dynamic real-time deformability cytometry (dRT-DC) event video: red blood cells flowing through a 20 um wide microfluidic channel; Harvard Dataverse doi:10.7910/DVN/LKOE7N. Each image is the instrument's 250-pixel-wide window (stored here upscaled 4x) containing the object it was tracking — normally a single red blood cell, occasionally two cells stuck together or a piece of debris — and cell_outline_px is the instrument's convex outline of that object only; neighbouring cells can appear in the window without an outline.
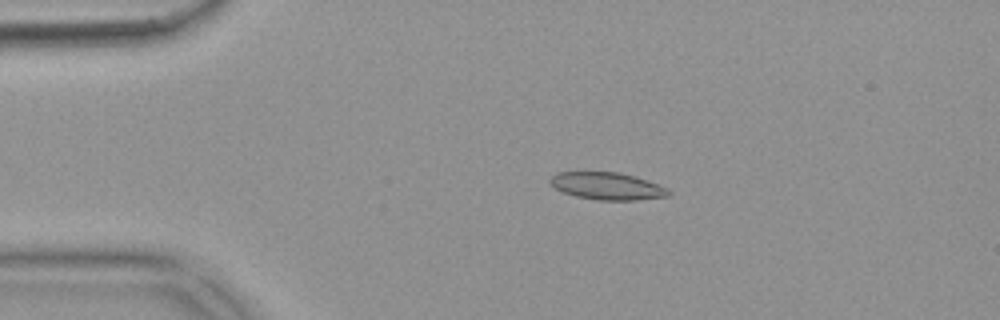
{"species": "common noctule bat (a hibernating species)", "species_latin": "Nyctalus noctula", "temperature_condition": "warm", "stored_images_in_passage": 55, "camera_frame_rate_fps": 3000, "um_per_image_px": 0.085, "animal": {"sex": "female", "body_mass_g": 18.4}, "frame": {"image": 1, "passage_image": 11, "time_ms": 3.333, "image_size_px": [1000, 320], "cell_outline_px": [[672, 192], [668, 196], [636, 200], [596, 200], [576, 196], [564, 192], [548, 184], [548, 180], [556, 172], [620, 172], [636, 176], [648, 180], [668, 188]], "centroid_in_image_um": [51.62, 15.81], "position_along_channel_um": 33.4, "area_um2": 19.02}}
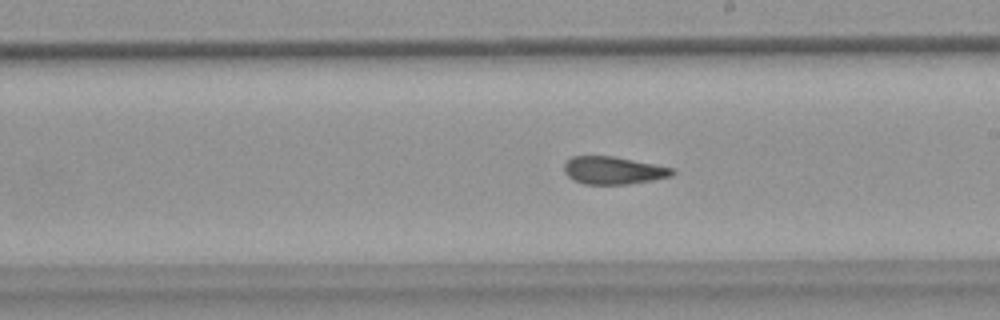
{"frame": {"image": 2, "passage_image": 31, "time_ms": 10.0, "image_size_px": [1000, 320], "cell_outline_px": [[676, 172], [672, 176], [652, 180], [628, 184], [584, 184], [572, 180], [564, 172], [564, 164], [572, 156], [612, 156], [672, 168]], "centroid_in_image_um": [52.1, 14.49], "position_along_channel_um": 236.9, "area_um2": 17.28}}
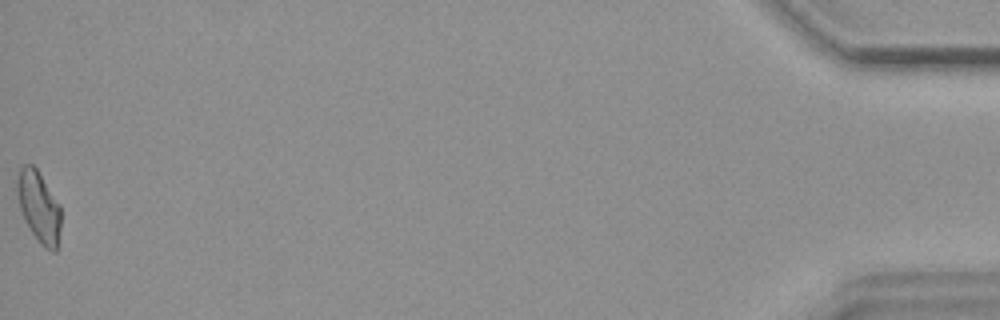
{"frame": {"image": 3, "passage_image": 55, "time_ms": 18.0, "image_size_px": [1000, 320], "cell_outline_px": [[60, 228], [56, 252], [52, 252], [44, 248], [40, 244], [24, 220], [20, 208], [16, 192], [16, 180], [20, 168], [24, 164], [32, 164], [36, 168], [60, 204]], "centroid_in_image_um": [3.29, 17.58], "position_along_channel_um": 431.9, "area_um2": 18.21}, "authors_computed_cell_mechanics": {"area_um2": 18.207, "velocity_mm_per_s": 3.6857, "shape_relaxation_time_tau1_ms": null, "shape_relaxation_time_tau2_ms": 1.777, "deformation_change_tau1": null, "deformation_change_tau2": 0.0827}}